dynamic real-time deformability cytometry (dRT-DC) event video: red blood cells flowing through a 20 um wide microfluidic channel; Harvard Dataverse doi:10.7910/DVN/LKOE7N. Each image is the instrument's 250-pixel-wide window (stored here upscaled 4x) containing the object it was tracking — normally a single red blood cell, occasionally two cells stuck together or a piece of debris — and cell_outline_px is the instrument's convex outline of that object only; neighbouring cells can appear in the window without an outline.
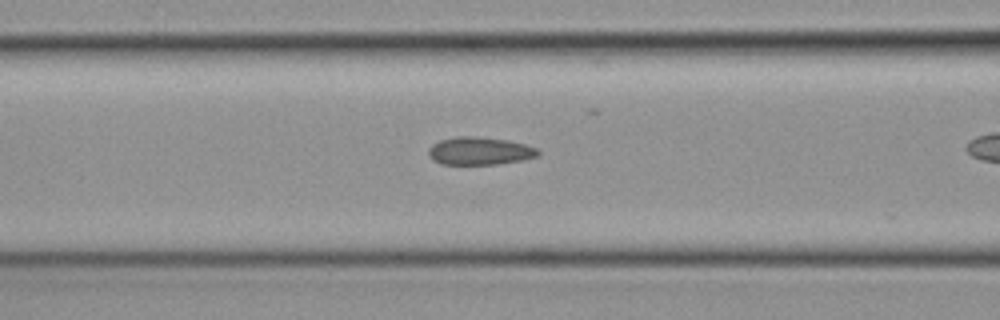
{"species": "common noctule bat (a hibernating species)", "species_latin": "Nyctalus noctula", "temperature_condition": "cold", "stored_images_in_passage": 34, "camera_frame_rate_fps": 3000, "um_per_image_px": 0.085, "animal": {"sex": "female", "body_mass_g": 19.3, "forearm_length_mm": 54.1}, "frame": {"image": 1, "passage_image": 15, "time_ms": 4.667, "image_size_px": [1000, 320], "cell_outline_px": [[540, 152], [536, 156], [520, 160], [496, 164], [440, 164], [432, 160], [428, 156], [428, 148], [432, 144], [440, 140], [456, 136], [476, 136], [508, 140], [524, 144], [536, 148]], "centroid_in_image_um": [40.7, 12.82], "position_along_channel_um": 125.9, "area_um2": 17.74}}
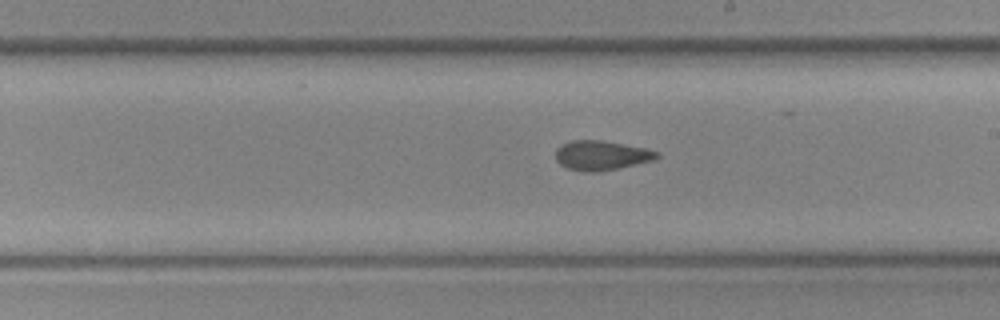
{"frame": {"image": 2, "passage_image": 23, "time_ms": 7.333, "image_size_px": [1000, 320], "cell_outline_px": [[660, 156], [652, 160], [600, 172], [584, 172], [568, 168], [560, 164], [556, 160], [556, 148], [560, 144], [572, 140], [600, 140], [644, 148], [656, 152]], "centroid_in_image_um": [51.04, 13.21], "position_along_channel_um": 238.0, "area_um2": 17.22}}
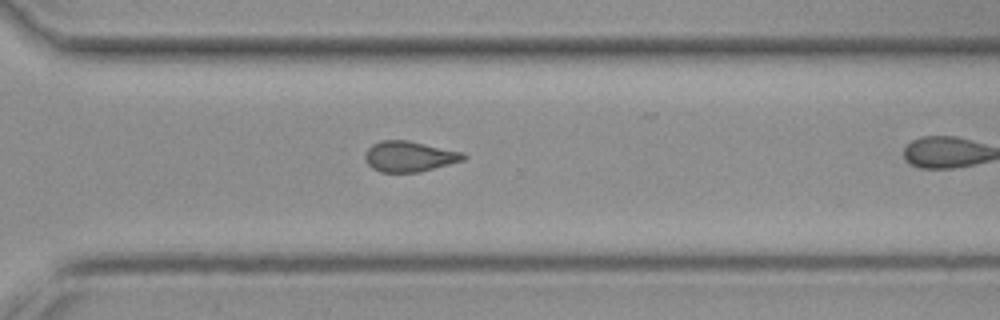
{"frame": {"image": 3, "passage_image": 30, "time_ms": 9.667, "image_size_px": [1000, 320], "cell_outline_px": [[468, 156], [464, 160], [420, 172], [380, 172], [372, 168], [368, 164], [364, 156], [368, 148], [372, 144], [380, 140], [408, 140], [464, 152]], "centroid_in_image_um": [34.81, 13.29], "position_along_channel_um": 335.8, "area_um2": 17.63}}